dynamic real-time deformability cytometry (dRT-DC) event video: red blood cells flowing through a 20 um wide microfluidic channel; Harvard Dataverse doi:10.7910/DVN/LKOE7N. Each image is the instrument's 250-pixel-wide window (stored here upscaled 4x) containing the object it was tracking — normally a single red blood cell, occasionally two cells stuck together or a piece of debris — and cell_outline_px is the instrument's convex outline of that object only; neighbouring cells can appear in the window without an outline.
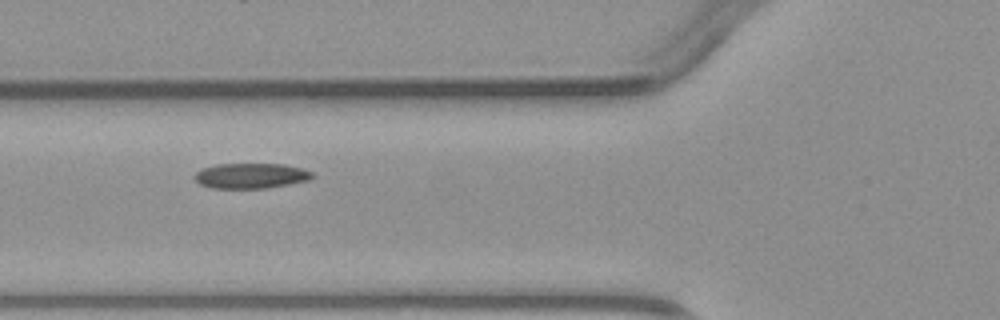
{"species": "common noctule bat (a hibernating species)", "species_latin": "Nyctalus noctula", "temperature_condition": "warm", "stored_images_in_passage": 2, "camera_frame_rate_fps": 3000, "um_per_image_px": 0.085, "animal": {"sex": "male", "body_mass_g": 23.1, "forearm_length_mm": 52.7}, "frame": {"image": 1, "passage_image": 2, "time_ms": 1.0, "image_size_px": [1000, 320], "cell_outline_px": [[316, 176], [308, 180], [268, 188], [212, 188], [200, 184], [192, 176], [200, 168], [216, 164], [284, 164], [300, 168], [312, 172]], "centroid_in_image_um": [21.29, 14.94], "position_along_channel_um": 104.5, "area_um2": 17.4}}